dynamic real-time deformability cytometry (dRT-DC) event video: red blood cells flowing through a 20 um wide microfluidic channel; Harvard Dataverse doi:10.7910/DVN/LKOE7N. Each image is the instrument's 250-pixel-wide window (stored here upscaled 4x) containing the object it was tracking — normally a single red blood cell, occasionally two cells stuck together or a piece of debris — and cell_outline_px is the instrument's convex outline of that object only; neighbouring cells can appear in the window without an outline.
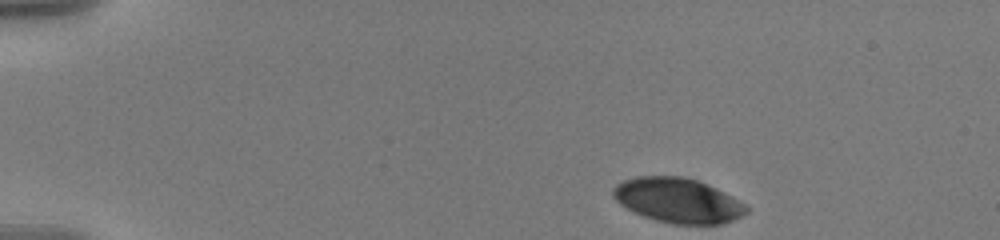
{"species": "human", "species_latin": "Homo sapiens", "temperature_condition": "warm", "stored_images_in_passage": 49, "camera_frame_rate_fps": 3000, "um_per_image_px": 0.085, "donor": {"sex": "male"}, "frame": {"image": 1, "passage_image": 1, "time_ms": 0.0, "image_size_px": [1000, 240], "cell_outline_px": [[748, 212], [724, 224], [672, 224], [656, 220], [644, 216], [620, 204], [612, 196], [612, 188], [616, 184], [624, 180], [636, 176], [684, 176], [696, 180], [744, 204], [748, 208]], "centroid_in_image_um": [57.56, 17.04], "position_along_channel_um": 27.4, "area_um2": 34.16}}
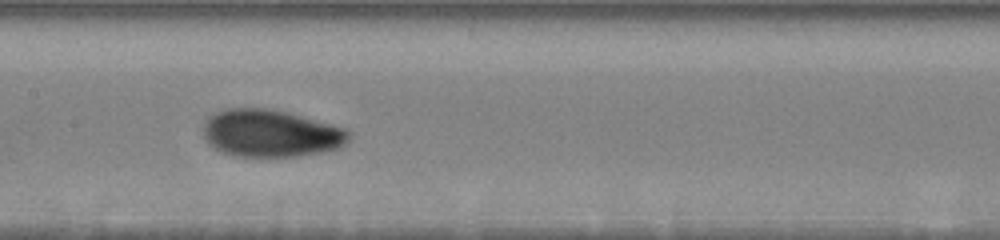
{"frame": {"image": 2, "passage_image": 22, "time_ms": 7.0, "image_size_px": [1000, 240], "cell_outline_px": [[348, 140], [340, 148], [300, 156], [232, 156], [220, 152], [204, 136], [204, 124], [208, 116], [216, 112], [228, 108], [268, 108], [288, 112], [348, 128]], "centroid_in_image_um": [23.03, 11.32], "position_along_channel_um": 184.4, "area_um2": 40.17}}
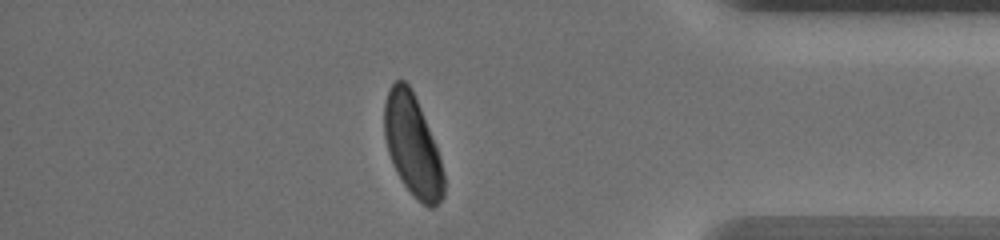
{"frame": {"image": 3, "passage_image": 42, "time_ms": 13.667, "image_size_px": [1000, 240], "cell_outline_px": [[444, 196], [432, 208], [428, 208], [404, 184], [396, 172], [388, 152], [384, 136], [384, 104], [388, 88], [396, 80], [404, 80], [412, 88], [440, 156], [444, 172]], "centroid_in_image_um": [35.05, 12.32], "position_along_channel_um": 400.1, "area_um2": 34.8}, "authors_computed_cell_mechanics": {"area_um2": 37.3388, "velocity_mm_per_s": 3.5668, "shape_relaxation_time_tau1_ms": 3.9403, "shape_relaxation_time_tau2_ms": 1.7059, "deformation_change_tau1": 0.1527, "deformation_change_tau2": 0.0499}}